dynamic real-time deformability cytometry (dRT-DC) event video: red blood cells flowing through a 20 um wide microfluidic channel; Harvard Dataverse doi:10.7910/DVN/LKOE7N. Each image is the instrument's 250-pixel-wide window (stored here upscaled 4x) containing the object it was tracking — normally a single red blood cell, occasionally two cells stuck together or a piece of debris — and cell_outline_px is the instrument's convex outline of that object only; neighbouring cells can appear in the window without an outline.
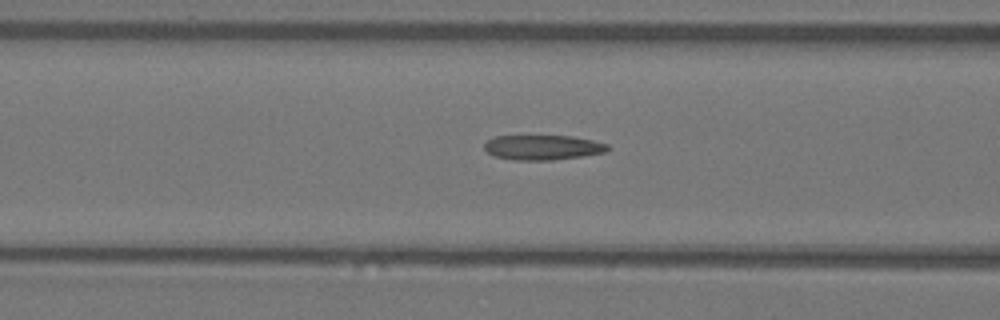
{"species": "Egyptian fruit bat (a non-hibernating species)", "species_latin": "Rousettus aegyptiacus", "temperature_condition": "warm", "stored_images_in_passage": 7, "camera_frame_rate_fps": 3000, "um_per_image_px": 0.085, "animal": {"sex": "female"}, "frame": {"image": 1, "passage_image": 7, "time_ms": 2.0, "image_size_px": [1000, 320], "cell_outline_px": [[612, 148], [608, 152], [584, 156], [552, 160], [512, 160], [496, 156], [488, 152], [484, 148], [484, 144], [488, 140], [496, 136], [572, 136], [592, 140], [608, 144]], "centroid_in_image_um": [46.2, 12.53], "position_along_channel_um": 120.4, "area_um2": 17.98}}